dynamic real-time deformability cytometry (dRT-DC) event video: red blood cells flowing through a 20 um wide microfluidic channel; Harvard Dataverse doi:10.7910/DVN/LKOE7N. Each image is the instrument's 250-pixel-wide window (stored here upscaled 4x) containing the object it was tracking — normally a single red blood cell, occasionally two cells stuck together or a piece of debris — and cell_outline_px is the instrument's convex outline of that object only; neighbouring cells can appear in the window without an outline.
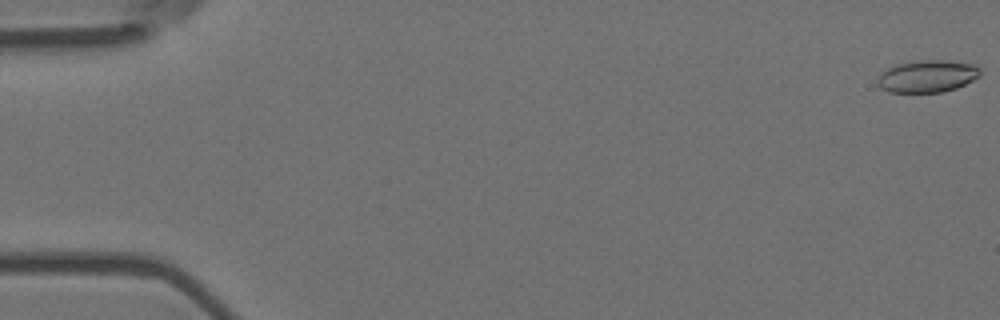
{"species": "Egyptian fruit bat (a non-hibernating species)", "species_latin": "Rousettus aegyptiacus", "temperature_condition": "room temperature", "stored_images_in_passage": 56, "camera_frame_rate_fps": 3000, "um_per_image_px": 0.085, "animal": {"sex": "female"}, "frame": {"image": 1, "passage_image": 1, "time_ms": 0.0, "image_size_px": [1000, 320], "cell_outline_px": [[980, 76], [956, 88], [944, 92], [888, 92], [880, 88], [876, 84], [876, 80], [888, 68], [896, 64], [916, 60], [944, 60], [972, 64], [980, 68]], "centroid_in_image_um": [78.8, 6.48], "position_along_channel_um": 6.2, "area_um2": 19.25}}
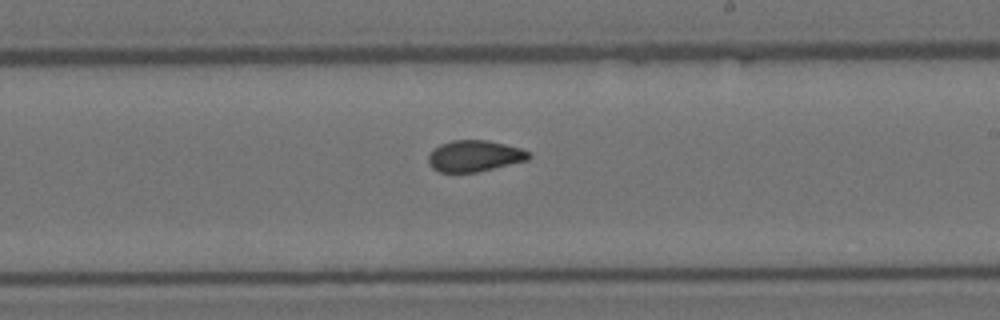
{"frame": {"image": 2, "passage_image": 33, "time_ms": 10.667, "image_size_px": [1000, 320], "cell_outline_px": [[532, 156], [528, 160], [476, 172], [440, 172], [432, 168], [428, 164], [428, 156], [432, 148], [440, 144], [452, 140], [488, 140], [520, 148], [532, 152]], "centroid_in_image_um": [40.32, 13.25], "position_along_channel_um": 248.7, "area_um2": 18.44}}
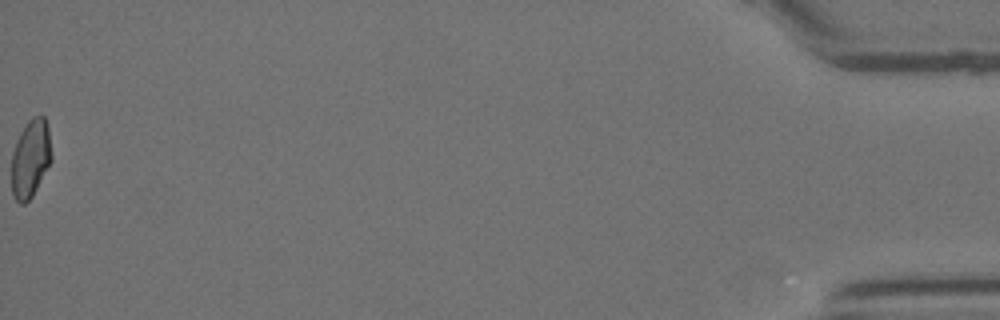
{"frame": {"image": 3, "passage_image": 56, "time_ms": 18.333, "image_size_px": [1000, 320], "cell_outline_px": [[52, 160], [32, 196], [24, 204], [20, 204], [16, 200], [12, 192], [12, 152], [16, 140], [20, 132], [28, 120], [32, 116], [44, 116], [48, 128], [52, 156]], "centroid_in_image_um": [2.59, 13.45], "position_along_channel_um": 432.6, "area_um2": 18.15}, "authors_computed_cell_mechanics": {"area_um2": 18.785, "velocity_mm_per_s": 3.7052, "shape_relaxation_time_tau1_ms": null, "shape_relaxation_time_tau2_ms": 2.7966, "deformation_change_tau1": null, "deformation_change_tau2": 0.052}}